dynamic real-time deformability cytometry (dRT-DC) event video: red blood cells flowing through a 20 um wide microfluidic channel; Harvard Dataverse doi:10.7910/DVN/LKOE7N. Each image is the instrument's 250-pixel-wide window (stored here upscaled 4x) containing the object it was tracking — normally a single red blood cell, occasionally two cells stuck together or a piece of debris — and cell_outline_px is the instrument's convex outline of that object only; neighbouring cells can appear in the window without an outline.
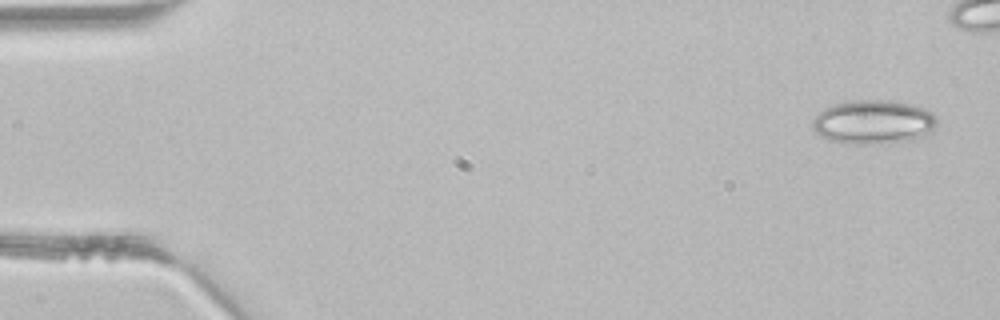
{"species": "common noctule bat (a hibernating species)", "species_latin": "Nyctalus noctula", "temperature_condition": "room temperature", "stored_images_in_passage": 4, "segment_of_instrument_passage": [2, 2], "camera_frame_rate_fps": 3000, "um_per_image_px": 0.085, "animal": {"sex": "male", "body_mass_g": 21.5, "forearm_length_mm": 52.0}, "frame": {"image": 1, "passage_image": 4, "time_ms": 1.0, "image_size_px": [1000, 320], "cell_outline_px": [[936, 124], [932, 132], [908, 140], [888, 144], [844, 144], [828, 140], [820, 136], [816, 132], [812, 124], [812, 120], [824, 108], [832, 104], [856, 100], [892, 100], [912, 104], [924, 108], [932, 112], [936, 116]], "centroid_in_image_um": [74.23, 10.38], "position_along_channel_um": 10.8, "area_um2": 32.25}}